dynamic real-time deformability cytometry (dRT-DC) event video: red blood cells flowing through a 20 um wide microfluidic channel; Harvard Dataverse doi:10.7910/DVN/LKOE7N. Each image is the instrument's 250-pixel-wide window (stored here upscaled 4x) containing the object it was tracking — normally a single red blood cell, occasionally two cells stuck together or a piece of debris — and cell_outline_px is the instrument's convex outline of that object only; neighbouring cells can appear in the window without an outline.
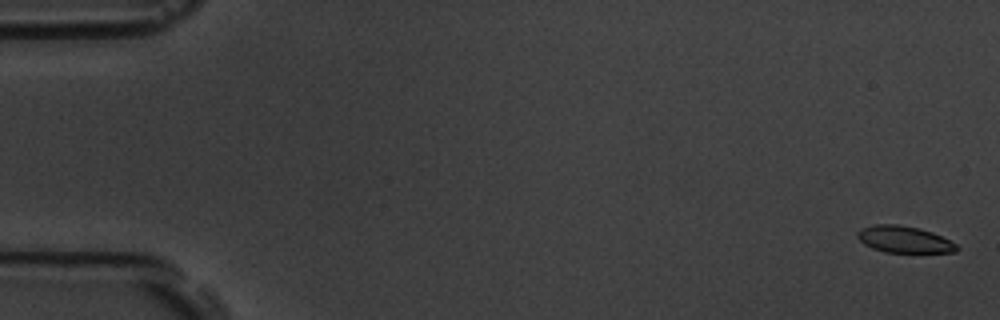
{"species": "common noctule bat (a hibernating species)", "species_latin": "Nyctalus noctula", "temperature_condition": "room temperature", "stored_images_in_passage": 6, "camera_frame_rate_fps": 3000, "um_per_image_px": 0.085, "animal": {"sex": "male", "body_mass_g": 19.5, "forearm_length_mm": 54.6}, "frame": {"image": 1, "passage_image": 1, "time_ms": 0.0, "image_size_px": [1000, 320], "cell_outline_px": [[960, 248], [956, 252], [884, 252], [872, 248], [864, 244], [856, 236], [856, 232], [860, 228], [876, 224], [896, 224], [920, 228], [932, 232], [956, 244]], "centroid_in_image_um": [76.82, 20.34], "position_along_channel_um": 8.2, "area_um2": 15.43}}
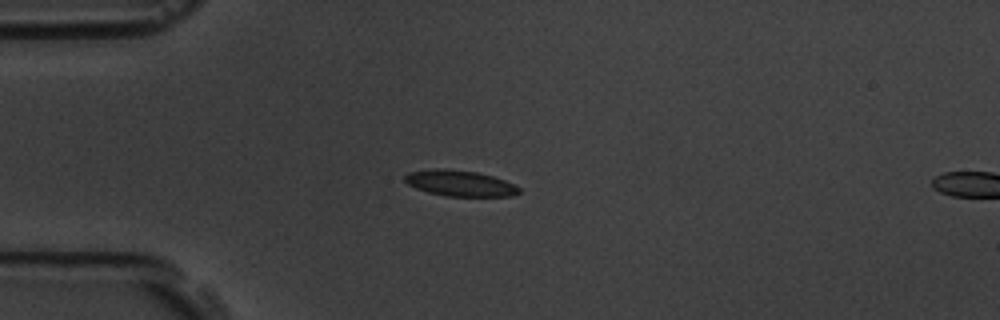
{"frame": {"image": 2, "passage_image": 5, "time_ms": 4.667, "image_size_px": [1000, 320], "cell_outline_px": [[520, 192], [512, 196], [444, 196], [428, 192], [416, 188], [408, 184], [404, 180], [404, 176], [408, 172], [436, 168], [444, 168], [476, 172], [492, 176], [504, 180], [520, 188]], "centroid_in_image_um": [39.06, 15.57], "position_along_channel_um": 45.9, "area_um2": 17.17}}